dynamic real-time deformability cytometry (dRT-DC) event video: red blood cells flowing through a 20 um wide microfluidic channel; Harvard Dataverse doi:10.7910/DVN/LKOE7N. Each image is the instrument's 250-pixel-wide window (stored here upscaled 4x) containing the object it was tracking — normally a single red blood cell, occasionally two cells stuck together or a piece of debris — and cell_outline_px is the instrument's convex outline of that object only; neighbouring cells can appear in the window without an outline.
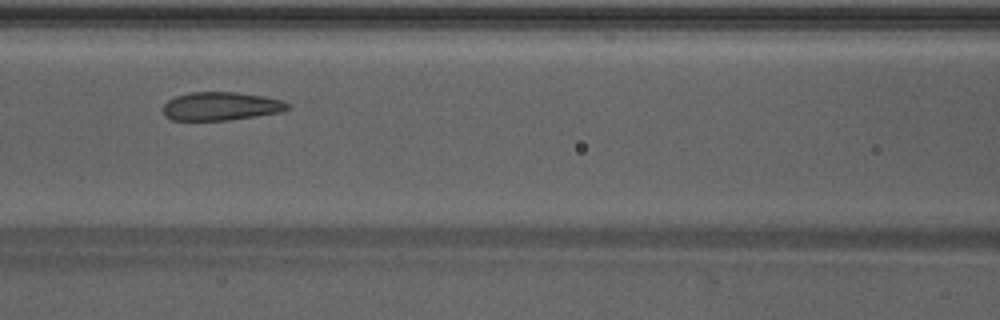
{"species": "Egyptian fruit bat (a non-hibernating species)", "species_latin": "Rousettus aegyptiacus", "temperature_condition": "warm", "stored_images_in_passage": 30, "camera_frame_rate_fps": 3000, "um_per_image_px": 0.085, "animal": {"sex": "male"}, "frame": {"image": 1, "passage_image": 9, "time_ms": 2.667, "image_size_px": [1000, 320], "cell_outline_px": [[292, 108], [280, 112], [228, 120], [172, 120], [164, 116], [164, 104], [168, 100], [176, 96], [192, 92], [236, 92], [264, 96], [280, 100], [288, 104]], "centroid_in_image_um": [18.77, 9.03], "position_along_channel_um": 147.8, "area_um2": 20.46}}
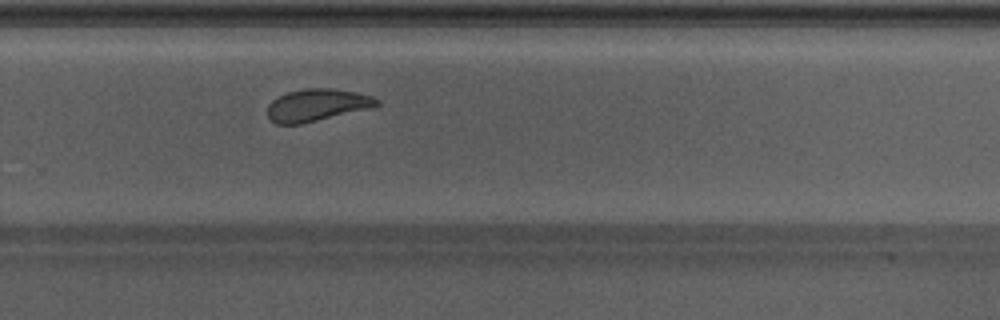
{"frame": {"image": 2, "passage_image": 20, "time_ms": 6.333, "image_size_px": [1000, 320], "cell_outline_px": [[380, 104], [368, 108], [300, 124], [276, 124], [268, 116], [268, 104], [272, 100], [288, 92], [308, 88], [332, 88], [356, 92], [372, 96], [380, 100]], "centroid_in_image_um": [26.93, 8.92], "position_along_channel_um": 302.9, "area_um2": 20.17}}
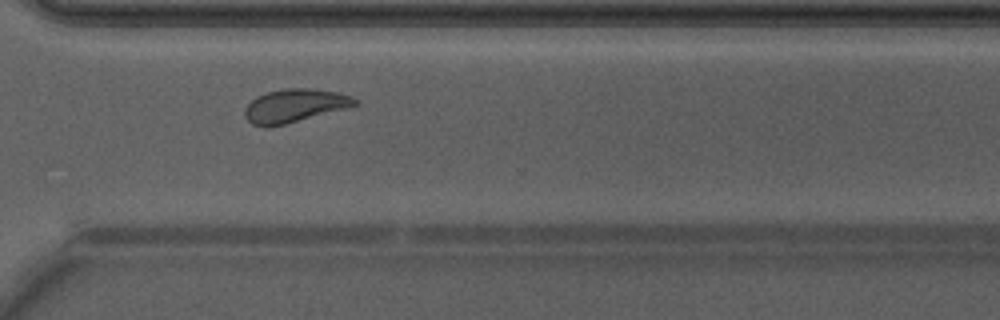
{"frame": {"image": 3, "passage_image": 23, "time_ms": 7.333, "image_size_px": [1000, 320], "cell_outline_px": [[356, 104], [352, 108], [284, 124], [252, 124], [244, 116], [244, 108], [256, 96], [268, 92], [288, 88], [308, 88], [336, 92], [352, 96], [356, 100]], "centroid_in_image_um": [25.1, 8.96], "position_along_channel_um": 345.5, "area_um2": 21.04}, "authors_computed_cell_mechanics": {"area_um2": 21.097, "velocity_mm_per_s": 4.24, "shape_relaxation_time_tau1_ms": 6.4793, "shape_relaxation_time_tau2_ms": 0.9648, "deformation_change_tau1": 0.1422, "deformation_change_tau2": 0.091}}